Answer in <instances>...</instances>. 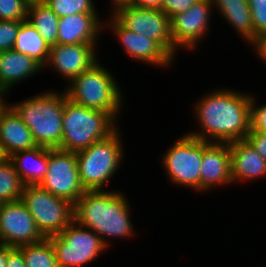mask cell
I'll return each mask as SVG.
<instances>
[{"instance_id": "f35d334b", "label": "cell", "mask_w": 266, "mask_h": 267, "mask_svg": "<svg viewBox=\"0 0 266 267\" xmlns=\"http://www.w3.org/2000/svg\"><path fill=\"white\" fill-rule=\"evenodd\" d=\"M6 94L9 95L7 91L0 85V100H4V98L7 96Z\"/></svg>"}, {"instance_id": "1f68e13d", "label": "cell", "mask_w": 266, "mask_h": 267, "mask_svg": "<svg viewBox=\"0 0 266 267\" xmlns=\"http://www.w3.org/2000/svg\"><path fill=\"white\" fill-rule=\"evenodd\" d=\"M201 0H162L161 10L172 19L175 15L185 12Z\"/></svg>"}, {"instance_id": "60d3db41", "label": "cell", "mask_w": 266, "mask_h": 267, "mask_svg": "<svg viewBox=\"0 0 266 267\" xmlns=\"http://www.w3.org/2000/svg\"><path fill=\"white\" fill-rule=\"evenodd\" d=\"M121 1H124V0H110V3H111L112 5H114L115 3H117V2H121Z\"/></svg>"}, {"instance_id": "7c38bea8", "label": "cell", "mask_w": 266, "mask_h": 267, "mask_svg": "<svg viewBox=\"0 0 266 267\" xmlns=\"http://www.w3.org/2000/svg\"><path fill=\"white\" fill-rule=\"evenodd\" d=\"M213 9L212 0H201L171 19L173 47L177 52L181 48L186 51L195 50L200 43L199 41L205 39L206 33L209 32Z\"/></svg>"}, {"instance_id": "ffe728a7", "label": "cell", "mask_w": 266, "mask_h": 267, "mask_svg": "<svg viewBox=\"0 0 266 267\" xmlns=\"http://www.w3.org/2000/svg\"><path fill=\"white\" fill-rule=\"evenodd\" d=\"M43 67L27 54L14 49L0 52V85L7 91H11L14 85H18L29 77L40 74Z\"/></svg>"}, {"instance_id": "30bf717a", "label": "cell", "mask_w": 266, "mask_h": 267, "mask_svg": "<svg viewBox=\"0 0 266 267\" xmlns=\"http://www.w3.org/2000/svg\"><path fill=\"white\" fill-rule=\"evenodd\" d=\"M202 157L203 140L186 133L163 154L161 165L172 184L199 192Z\"/></svg>"}, {"instance_id": "7402d4cb", "label": "cell", "mask_w": 266, "mask_h": 267, "mask_svg": "<svg viewBox=\"0 0 266 267\" xmlns=\"http://www.w3.org/2000/svg\"><path fill=\"white\" fill-rule=\"evenodd\" d=\"M212 3L240 38L251 46L255 42V31L248 0H212Z\"/></svg>"}, {"instance_id": "cb8c5ba5", "label": "cell", "mask_w": 266, "mask_h": 267, "mask_svg": "<svg viewBox=\"0 0 266 267\" xmlns=\"http://www.w3.org/2000/svg\"><path fill=\"white\" fill-rule=\"evenodd\" d=\"M14 50L27 54L42 67L48 60L50 46L44 41L39 32L26 20L18 31Z\"/></svg>"}, {"instance_id": "74e56055", "label": "cell", "mask_w": 266, "mask_h": 267, "mask_svg": "<svg viewBox=\"0 0 266 267\" xmlns=\"http://www.w3.org/2000/svg\"><path fill=\"white\" fill-rule=\"evenodd\" d=\"M5 101H7V100L6 99L0 100V116H1L2 112L6 109V107L9 105V102L8 101L5 102Z\"/></svg>"}, {"instance_id": "f1b7e54d", "label": "cell", "mask_w": 266, "mask_h": 267, "mask_svg": "<svg viewBox=\"0 0 266 267\" xmlns=\"http://www.w3.org/2000/svg\"><path fill=\"white\" fill-rule=\"evenodd\" d=\"M23 21L0 20V52L14 48L16 37Z\"/></svg>"}, {"instance_id": "d6986e66", "label": "cell", "mask_w": 266, "mask_h": 267, "mask_svg": "<svg viewBox=\"0 0 266 267\" xmlns=\"http://www.w3.org/2000/svg\"><path fill=\"white\" fill-rule=\"evenodd\" d=\"M0 145L7 158L18 151L37 147L30 129L10 105L0 116Z\"/></svg>"}, {"instance_id": "e575fe53", "label": "cell", "mask_w": 266, "mask_h": 267, "mask_svg": "<svg viewBox=\"0 0 266 267\" xmlns=\"http://www.w3.org/2000/svg\"><path fill=\"white\" fill-rule=\"evenodd\" d=\"M251 46H253L255 54L258 55L257 57L266 63V32L258 36Z\"/></svg>"}, {"instance_id": "44dd1931", "label": "cell", "mask_w": 266, "mask_h": 267, "mask_svg": "<svg viewBox=\"0 0 266 267\" xmlns=\"http://www.w3.org/2000/svg\"><path fill=\"white\" fill-rule=\"evenodd\" d=\"M8 159L24 185H39L48 167V148L37 146L30 150L18 151Z\"/></svg>"}, {"instance_id": "52a82bcc", "label": "cell", "mask_w": 266, "mask_h": 267, "mask_svg": "<svg viewBox=\"0 0 266 267\" xmlns=\"http://www.w3.org/2000/svg\"><path fill=\"white\" fill-rule=\"evenodd\" d=\"M20 200L45 238L59 234L74 220V205L39 185H25Z\"/></svg>"}, {"instance_id": "6da1fadb", "label": "cell", "mask_w": 266, "mask_h": 267, "mask_svg": "<svg viewBox=\"0 0 266 267\" xmlns=\"http://www.w3.org/2000/svg\"><path fill=\"white\" fill-rule=\"evenodd\" d=\"M251 94L236 89L219 88L194 105V116L199 130L189 132L199 140L229 143L246 139L250 131Z\"/></svg>"}, {"instance_id": "5bb4252c", "label": "cell", "mask_w": 266, "mask_h": 267, "mask_svg": "<svg viewBox=\"0 0 266 267\" xmlns=\"http://www.w3.org/2000/svg\"><path fill=\"white\" fill-rule=\"evenodd\" d=\"M106 20L103 29L107 28L114 33L125 53L133 60L159 69L171 66L172 62L174 64V60L154 40L124 28L111 14Z\"/></svg>"}, {"instance_id": "603a6c76", "label": "cell", "mask_w": 266, "mask_h": 267, "mask_svg": "<svg viewBox=\"0 0 266 267\" xmlns=\"http://www.w3.org/2000/svg\"><path fill=\"white\" fill-rule=\"evenodd\" d=\"M27 21L49 46L57 44L59 17L43 1L29 3Z\"/></svg>"}, {"instance_id": "d590c367", "label": "cell", "mask_w": 266, "mask_h": 267, "mask_svg": "<svg viewBox=\"0 0 266 267\" xmlns=\"http://www.w3.org/2000/svg\"><path fill=\"white\" fill-rule=\"evenodd\" d=\"M128 4L148 9H161L162 0H125Z\"/></svg>"}, {"instance_id": "f546056e", "label": "cell", "mask_w": 266, "mask_h": 267, "mask_svg": "<svg viewBox=\"0 0 266 267\" xmlns=\"http://www.w3.org/2000/svg\"><path fill=\"white\" fill-rule=\"evenodd\" d=\"M255 31V40L266 32V0H248Z\"/></svg>"}, {"instance_id": "ab89813d", "label": "cell", "mask_w": 266, "mask_h": 267, "mask_svg": "<svg viewBox=\"0 0 266 267\" xmlns=\"http://www.w3.org/2000/svg\"><path fill=\"white\" fill-rule=\"evenodd\" d=\"M7 159V157L5 156L2 148H1V145H0V164L5 160Z\"/></svg>"}, {"instance_id": "3957f363", "label": "cell", "mask_w": 266, "mask_h": 267, "mask_svg": "<svg viewBox=\"0 0 266 267\" xmlns=\"http://www.w3.org/2000/svg\"><path fill=\"white\" fill-rule=\"evenodd\" d=\"M64 104V90H47L19 103H9L30 129L37 146L50 149L60 146Z\"/></svg>"}, {"instance_id": "ac0fdd59", "label": "cell", "mask_w": 266, "mask_h": 267, "mask_svg": "<svg viewBox=\"0 0 266 267\" xmlns=\"http://www.w3.org/2000/svg\"><path fill=\"white\" fill-rule=\"evenodd\" d=\"M229 144L233 183L254 181L266 176V160L246 139L232 141Z\"/></svg>"}, {"instance_id": "d4e9b609", "label": "cell", "mask_w": 266, "mask_h": 267, "mask_svg": "<svg viewBox=\"0 0 266 267\" xmlns=\"http://www.w3.org/2000/svg\"><path fill=\"white\" fill-rule=\"evenodd\" d=\"M12 162L7 158L0 164V202H15L21 199L24 188Z\"/></svg>"}, {"instance_id": "7a4b0ae2", "label": "cell", "mask_w": 266, "mask_h": 267, "mask_svg": "<svg viewBox=\"0 0 266 267\" xmlns=\"http://www.w3.org/2000/svg\"><path fill=\"white\" fill-rule=\"evenodd\" d=\"M124 194L117 190L85 191L74 204V220L99 235L108 248L109 238L132 237V209Z\"/></svg>"}, {"instance_id": "d6a6232c", "label": "cell", "mask_w": 266, "mask_h": 267, "mask_svg": "<svg viewBox=\"0 0 266 267\" xmlns=\"http://www.w3.org/2000/svg\"><path fill=\"white\" fill-rule=\"evenodd\" d=\"M246 140L253 146L257 153L266 160V132L249 131Z\"/></svg>"}, {"instance_id": "8fae6325", "label": "cell", "mask_w": 266, "mask_h": 267, "mask_svg": "<svg viewBox=\"0 0 266 267\" xmlns=\"http://www.w3.org/2000/svg\"><path fill=\"white\" fill-rule=\"evenodd\" d=\"M39 186L74 205L85 192L79 179L75 152L48 148V167Z\"/></svg>"}, {"instance_id": "836d02e7", "label": "cell", "mask_w": 266, "mask_h": 267, "mask_svg": "<svg viewBox=\"0 0 266 267\" xmlns=\"http://www.w3.org/2000/svg\"><path fill=\"white\" fill-rule=\"evenodd\" d=\"M6 267H26L22 251L19 248L8 246Z\"/></svg>"}, {"instance_id": "4fadbf2b", "label": "cell", "mask_w": 266, "mask_h": 267, "mask_svg": "<svg viewBox=\"0 0 266 267\" xmlns=\"http://www.w3.org/2000/svg\"><path fill=\"white\" fill-rule=\"evenodd\" d=\"M28 209L21 202L2 203L0 206V240L9 247L35 244L44 240Z\"/></svg>"}, {"instance_id": "4316f807", "label": "cell", "mask_w": 266, "mask_h": 267, "mask_svg": "<svg viewBox=\"0 0 266 267\" xmlns=\"http://www.w3.org/2000/svg\"><path fill=\"white\" fill-rule=\"evenodd\" d=\"M43 2L59 18L79 13H98L93 0H43Z\"/></svg>"}, {"instance_id": "277c9868", "label": "cell", "mask_w": 266, "mask_h": 267, "mask_svg": "<svg viewBox=\"0 0 266 267\" xmlns=\"http://www.w3.org/2000/svg\"><path fill=\"white\" fill-rule=\"evenodd\" d=\"M117 121L101 110L75 104L67 98L62 117V138L58 149L78 152L104 140L118 128Z\"/></svg>"}, {"instance_id": "e0dca14e", "label": "cell", "mask_w": 266, "mask_h": 267, "mask_svg": "<svg viewBox=\"0 0 266 267\" xmlns=\"http://www.w3.org/2000/svg\"><path fill=\"white\" fill-rule=\"evenodd\" d=\"M99 13H79L59 18L57 44H94L103 29ZM100 17V18H99Z\"/></svg>"}, {"instance_id": "ba28073f", "label": "cell", "mask_w": 266, "mask_h": 267, "mask_svg": "<svg viewBox=\"0 0 266 267\" xmlns=\"http://www.w3.org/2000/svg\"><path fill=\"white\" fill-rule=\"evenodd\" d=\"M58 267H82L108 249L102 238L73 220L62 232L48 237Z\"/></svg>"}, {"instance_id": "5b68a950", "label": "cell", "mask_w": 266, "mask_h": 267, "mask_svg": "<svg viewBox=\"0 0 266 267\" xmlns=\"http://www.w3.org/2000/svg\"><path fill=\"white\" fill-rule=\"evenodd\" d=\"M107 69L98 61L71 80L64 91L75 104L109 113L118 122L125 97L115 76Z\"/></svg>"}, {"instance_id": "2e32d148", "label": "cell", "mask_w": 266, "mask_h": 267, "mask_svg": "<svg viewBox=\"0 0 266 267\" xmlns=\"http://www.w3.org/2000/svg\"><path fill=\"white\" fill-rule=\"evenodd\" d=\"M233 184L229 143L203 141L200 191Z\"/></svg>"}, {"instance_id": "8d00e7d4", "label": "cell", "mask_w": 266, "mask_h": 267, "mask_svg": "<svg viewBox=\"0 0 266 267\" xmlns=\"http://www.w3.org/2000/svg\"><path fill=\"white\" fill-rule=\"evenodd\" d=\"M8 256V246L0 244V267H6V261Z\"/></svg>"}, {"instance_id": "9c48e42d", "label": "cell", "mask_w": 266, "mask_h": 267, "mask_svg": "<svg viewBox=\"0 0 266 267\" xmlns=\"http://www.w3.org/2000/svg\"><path fill=\"white\" fill-rule=\"evenodd\" d=\"M110 14L126 29L154 40L173 60L176 49L173 47L171 19L161 9L140 8L126 1L111 6Z\"/></svg>"}, {"instance_id": "83f0119b", "label": "cell", "mask_w": 266, "mask_h": 267, "mask_svg": "<svg viewBox=\"0 0 266 267\" xmlns=\"http://www.w3.org/2000/svg\"><path fill=\"white\" fill-rule=\"evenodd\" d=\"M29 0H0V20L26 21Z\"/></svg>"}, {"instance_id": "484cf974", "label": "cell", "mask_w": 266, "mask_h": 267, "mask_svg": "<svg viewBox=\"0 0 266 267\" xmlns=\"http://www.w3.org/2000/svg\"><path fill=\"white\" fill-rule=\"evenodd\" d=\"M18 248L22 251L26 267H58L54 249L48 238Z\"/></svg>"}, {"instance_id": "4dcf8cb0", "label": "cell", "mask_w": 266, "mask_h": 267, "mask_svg": "<svg viewBox=\"0 0 266 267\" xmlns=\"http://www.w3.org/2000/svg\"><path fill=\"white\" fill-rule=\"evenodd\" d=\"M254 95L250 100V131L266 132V103L258 106Z\"/></svg>"}, {"instance_id": "8992f818", "label": "cell", "mask_w": 266, "mask_h": 267, "mask_svg": "<svg viewBox=\"0 0 266 267\" xmlns=\"http://www.w3.org/2000/svg\"><path fill=\"white\" fill-rule=\"evenodd\" d=\"M119 128L104 140L75 152L80 182L85 191L106 190L124 160Z\"/></svg>"}, {"instance_id": "9a60e30c", "label": "cell", "mask_w": 266, "mask_h": 267, "mask_svg": "<svg viewBox=\"0 0 266 267\" xmlns=\"http://www.w3.org/2000/svg\"><path fill=\"white\" fill-rule=\"evenodd\" d=\"M96 49L98 51L94 44H56L50 46L48 60L43 70L50 66L69 83L99 61L96 57Z\"/></svg>"}]
</instances>
